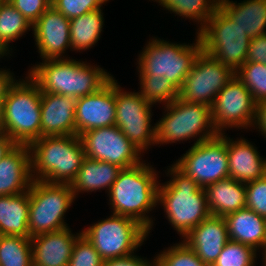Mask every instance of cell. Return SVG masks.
I'll use <instances>...</instances> for the list:
<instances>
[{"instance_id": "ee69618b", "label": "cell", "mask_w": 266, "mask_h": 266, "mask_svg": "<svg viewBox=\"0 0 266 266\" xmlns=\"http://www.w3.org/2000/svg\"><path fill=\"white\" fill-rule=\"evenodd\" d=\"M17 144L7 135L0 133V160L6 156Z\"/></svg>"}, {"instance_id": "6da1fadb", "label": "cell", "mask_w": 266, "mask_h": 266, "mask_svg": "<svg viewBox=\"0 0 266 266\" xmlns=\"http://www.w3.org/2000/svg\"><path fill=\"white\" fill-rule=\"evenodd\" d=\"M157 177L154 167L145 161L122 169L107 194L111 212L134 219L150 234L154 222L148 213L157 206Z\"/></svg>"}, {"instance_id": "60d3db41", "label": "cell", "mask_w": 266, "mask_h": 266, "mask_svg": "<svg viewBox=\"0 0 266 266\" xmlns=\"http://www.w3.org/2000/svg\"><path fill=\"white\" fill-rule=\"evenodd\" d=\"M103 266H155V262L154 260L148 261L147 258L144 259L134 253L125 257L105 260Z\"/></svg>"}, {"instance_id": "4316f807", "label": "cell", "mask_w": 266, "mask_h": 266, "mask_svg": "<svg viewBox=\"0 0 266 266\" xmlns=\"http://www.w3.org/2000/svg\"><path fill=\"white\" fill-rule=\"evenodd\" d=\"M29 190L0 196V235L30 237L28 229Z\"/></svg>"}, {"instance_id": "7c38bea8", "label": "cell", "mask_w": 266, "mask_h": 266, "mask_svg": "<svg viewBox=\"0 0 266 266\" xmlns=\"http://www.w3.org/2000/svg\"><path fill=\"white\" fill-rule=\"evenodd\" d=\"M116 80L115 125L142 153L156 144V125L151 124L154 104L139 92L121 89ZM152 125V126H151Z\"/></svg>"}, {"instance_id": "cb8c5ba5", "label": "cell", "mask_w": 266, "mask_h": 266, "mask_svg": "<svg viewBox=\"0 0 266 266\" xmlns=\"http://www.w3.org/2000/svg\"><path fill=\"white\" fill-rule=\"evenodd\" d=\"M212 216L225 217L246 207V184L227 177L204 188Z\"/></svg>"}, {"instance_id": "d6a6232c", "label": "cell", "mask_w": 266, "mask_h": 266, "mask_svg": "<svg viewBox=\"0 0 266 266\" xmlns=\"http://www.w3.org/2000/svg\"><path fill=\"white\" fill-rule=\"evenodd\" d=\"M235 76L246 86L256 103L266 100V65L245 62L235 71Z\"/></svg>"}, {"instance_id": "b9f144b4", "label": "cell", "mask_w": 266, "mask_h": 266, "mask_svg": "<svg viewBox=\"0 0 266 266\" xmlns=\"http://www.w3.org/2000/svg\"><path fill=\"white\" fill-rule=\"evenodd\" d=\"M14 73L8 71V69H2L0 68V116H1V110L3 102L7 96V93L10 89V87L15 83L17 79L13 76Z\"/></svg>"}, {"instance_id": "836d02e7", "label": "cell", "mask_w": 266, "mask_h": 266, "mask_svg": "<svg viewBox=\"0 0 266 266\" xmlns=\"http://www.w3.org/2000/svg\"><path fill=\"white\" fill-rule=\"evenodd\" d=\"M155 266H208L183 240L154 257Z\"/></svg>"}, {"instance_id": "d6986e66", "label": "cell", "mask_w": 266, "mask_h": 266, "mask_svg": "<svg viewBox=\"0 0 266 266\" xmlns=\"http://www.w3.org/2000/svg\"><path fill=\"white\" fill-rule=\"evenodd\" d=\"M180 239L208 266H212L230 240L225 218L212 215Z\"/></svg>"}, {"instance_id": "ac0fdd59", "label": "cell", "mask_w": 266, "mask_h": 266, "mask_svg": "<svg viewBox=\"0 0 266 266\" xmlns=\"http://www.w3.org/2000/svg\"><path fill=\"white\" fill-rule=\"evenodd\" d=\"M76 100L41 91V137L77 135Z\"/></svg>"}, {"instance_id": "484cf974", "label": "cell", "mask_w": 266, "mask_h": 266, "mask_svg": "<svg viewBox=\"0 0 266 266\" xmlns=\"http://www.w3.org/2000/svg\"><path fill=\"white\" fill-rule=\"evenodd\" d=\"M219 6L250 39L266 34V0H224Z\"/></svg>"}, {"instance_id": "bcb514c9", "label": "cell", "mask_w": 266, "mask_h": 266, "mask_svg": "<svg viewBox=\"0 0 266 266\" xmlns=\"http://www.w3.org/2000/svg\"><path fill=\"white\" fill-rule=\"evenodd\" d=\"M9 54L0 46V58L8 56Z\"/></svg>"}, {"instance_id": "ba28073f", "label": "cell", "mask_w": 266, "mask_h": 266, "mask_svg": "<svg viewBox=\"0 0 266 266\" xmlns=\"http://www.w3.org/2000/svg\"><path fill=\"white\" fill-rule=\"evenodd\" d=\"M74 200L76 198L70 184L33 180L29 187L30 238L69 227L64 217Z\"/></svg>"}, {"instance_id": "ab89813d", "label": "cell", "mask_w": 266, "mask_h": 266, "mask_svg": "<svg viewBox=\"0 0 266 266\" xmlns=\"http://www.w3.org/2000/svg\"><path fill=\"white\" fill-rule=\"evenodd\" d=\"M246 62H257L266 65V34L251 38Z\"/></svg>"}, {"instance_id": "d4e9b609", "label": "cell", "mask_w": 266, "mask_h": 266, "mask_svg": "<svg viewBox=\"0 0 266 266\" xmlns=\"http://www.w3.org/2000/svg\"><path fill=\"white\" fill-rule=\"evenodd\" d=\"M122 170L121 167L104 161L85 158L76 178L71 182L75 198L83 192H96L105 189L109 192Z\"/></svg>"}, {"instance_id": "30bf717a", "label": "cell", "mask_w": 266, "mask_h": 266, "mask_svg": "<svg viewBox=\"0 0 266 266\" xmlns=\"http://www.w3.org/2000/svg\"><path fill=\"white\" fill-rule=\"evenodd\" d=\"M82 234L104 261L134 254L149 236L134 219L113 213L83 229Z\"/></svg>"}, {"instance_id": "d590c367", "label": "cell", "mask_w": 266, "mask_h": 266, "mask_svg": "<svg viewBox=\"0 0 266 266\" xmlns=\"http://www.w3.org/2000/svg\"><path fill=\"white\" fill-rule=\"evenodd\" d=\"M104 260L82 234L75 242L68 266H103Z\"/></svg>"}, {"instance_id": "5b68a950", "label": "cell", "mask_w": 266, "mask_h": 266, "mask_svg": "<svg viewBox=\"0 0 266 266\" xmlns=\"http://www.w3.org/2000/svg\"><path fill=\"white\" fill-rule=\"evenodd\" d=\"M24 79L10 87L0 116V133L17 145H30L41 138V90L28 73Z\"/></svg>"}, {"instance_id": "1f68e13d", "label": "cell", "mask_w": 266, "mask_h": 266, "mask_svg": "<svg viewBox=\"0 0 266 266\" xmlns=\"http://www.w3.org/2000/svg\"><path fill=\"white\" fill-rule=\"evenodd\" d=\"M138 91L150 103L163 105L173 102L179 96V90L164 76H138Z\"/></svg>"}, {"instance_id": "7a4b0ae2", "label": "cell", "mask_w": 266, "mask_h": 266, "mask_svg": "<svg viewBox=\"0 0 266 266\" xmlns=\"http://www.w3.org/2000/svg\"><path fill=\"white\" fill-rule=\"evenodd\" d=\"M28 75L42 92L79 98L97 92L113 76L86 61L49 59L33 65Z\"/></svg>"}, {"instance_id": "e575fe53", "label": "cell", "mask_w": 266, "mask_h": 266, "mask_svg": "<svg viewBox=\"0 0 266 266\" xmlns=\"http://www.w3.org/2000/svg\"><path fill=\"white\" fill-rule=\"evenodd\" d=\"M257 255L254 248L229 240L212 266H255Z\"/></svg>"}, {"instance_id": "44dd1931", "label": "cell", "mask_w": 266, "mask_h": 266, "mask_svg": "<svg viewBox=\"0 0 266 266\" xmlns=\"http://www.w3.org/2000/svg\"><path fill=\"white\" fill-rule=\"evenodd\" d=\"M245 138L227 137L229 177L248 183L266 176V158Z\"/></svg>"}, {"instance_id": "8d00e7d4", "label": "cell", "mask_w": 266, "mask_h": 266, "mask_svg": "<svg viewBox=\"0 0 266 266\" xmlns=\"http://www.w3.org/2000/svg\"><path fill=\"white\" fill-rule=\"evenodd\" d=\"M108 0H55L51 5L69 20L100 9Z\"/></svg>"}, {"instance_id": "9a60e30c", "label": "cell", "mask_w": 266, "mask_h": 266, "mask_svg": "<svg viewBox=\"0 0 266 266\" xmlns=\"http://www.w3.org/2000/svg\"><path fill=\"white\" fill-rule=\"evenodd\" d=\"M80 139L87 158L108 162L122 169L143 162V153L116 125L88 130L80 135Z\"/></svg>"}, {"instance_id": "277c9868", "label": "cell", "mask_w": 266, "mask_h": 266, "mask_svg": "<svg viewBox=\"0 0 266 266\" xmlns=\"http://www.w3.org/2000/svg\"><path fill=\"white\" fill-rule=\"evenodd\" d=\"M33 180L71 184L86 154L80 136H44L30 145Z\"/></svg>"}, {"instance_id": "52a82bcc", "label": "cell", "mask_w": 266, "mask_h": 266, "mask_svg": "<svg viewBox=\"0 0 266 266\" xmlns=\"http://www.w3.org/2000/svg\"><path fill=\"white\" fill-rule=\"evenodd\" d=\"M164 115L156 124V144H171L197 139L194 144L215 138L211 107L190 103L179 97L165 104ZM198 137V138H197Z\"/></svg>"}, {"instance_id": "f35d334b", "label": "cell", "mask_w": 266, "mask_h": 266, "mask_svg": "<svg viewBox=\"0 0 266 266\" xmlns=\"http://www.w3.org/2000/svg\"><path fill=\"white\" fill-rule=\"evenodd\" d=\"M24 17L33 25L51 6L48 0H9Z\"/></svg>"}, {"instance_id": "603a6c76", "label": "cell", "mask_w": 266, "mask_h": 266, "mask_svg": "<svg viewBox=\"0 0 266 266\" xmlns=\"http://www.w3.org/2000/svg\"><path fill=\"white\" fill-rule=\"evenodd\" d=\"M229 239L257 250L266 246V219L245 207L225 217Z\"/></svg>"}, {"instance_id": "9c48e42d", "label": "cell", "mask_w": 266, "mask_h": 266, "mask_svg": "<svg viewBox=\"0 0 266 266\" xmlns=\"http://www.w3.org/2000/svg\"><path fill=\"white\" fill-rule=\"evenodd\" d=\"M203 52L234 72L246 62L249 36L218 6L198 32Z\"/></svg>"}, {"instance_id": "83f0119b", "label": "cell", "mask_w": 266, "mask_h": 266, "mask_svg": "<svg viewBox=\"0 0 266 266\" xmlns=\"http://www.w3.org/2000/svg\"><path fill=\"white\" fill-rule=\"evenodd\" d=\"M103 14L101 7L70 20L71 51L89 50L100 40L104 26Z\"/></svg>"}, {"instance_id": "4fadbf2b", "label": "cell", "mask_w": 266, "mask_h": 266, "mask_svg": "<svg viewBox=\"0 0 266 266\" xmlns=\"http://www.w3.org/2000/svg\"><path fill=\"white\" fill-rule=\"evenodd\" d=\"M256 102L246 86L234 76L216 95L211 106L213 127L218 134L226 129L252 128ZM225 129V130H224Z\"/></svg>"}, {"instance_id": "e0dca14e", "label": "cell", "mask_w": 266, "mask_h": 266, "mask_svg": "<svg viewBox=\"0 0 266 266\" xmlns=\"http://www.w3.org/2000/svg\"><path fill=\"white\" fill-rule=\"evenodd\" d=\"M35 45L42 60L67 59L70 43V20L52 5L32 25Z\"/></svg>"}, {"instance_id": "7bdbcfd3", "label": "cell", "mask_w": 266, "mask_h": 266, "mask_svg": "<svg viewBox=\"0 0 266 266\" xmlns=\"http://www.w3.org/2000/svg\"><path fill=\"white\" fill-rule=\"evenodd\" d=\"M259 129L258 131L266 139V100L256 103L255 118L252 129Z\"/></svg>"}, {"instance_id": "74e56055", "label": "cell", "mask_w": 266, "mask_h": 266, "mask_svg": "<svg viewBox=\"0 0 266 266\" xmlns=\"http://www.w3.org/2000/svg\"><path fill=\"white\" fill-rule=\"evenodd\" d=\"M246 207L266 219V176L246 183Z\"/></svg>"}, {"instance_id": "8992f818", "label": "cell", "mask_w": 266, "mask_h": 266, "mask_svg": "<svg viewBox=\"0 0 266 266\" xmlns=\"http://www.w3.org/2000/svg\"><path fill=\"white\" fill-rule=\"evenodd\" d=\"M196 37L195 43L190 45L177 44L157 37L149 39L138 55L139 76H164L180 90L196 58L203 51L198 33Z\"/></svg>"}, {"instance_id": "5bb4252c", "label": "cell", "mask_w": 266, "mask_h": 266, "mask_svg": "<svg viewBox=\"0 0 266 266\" xmlns=\"http://www.w3.org/2000/svg\"><path fill=\"white\" fill-rule=\"evenodd\" d=\"M234 76L235 72L230 67L202 51L185 77L178 97L211 107L216 95Z\"/></svg>"}, {"instance_id": "7402d4cb", "label": "cell", "mask_w": 266, "mask_h": 266, "mask_svg": "<svg viewBox=\"0 0 266 266\" xmlns=\"http://www.w3.org/2000/svg\"><path fill=\"white\" fill-rule=\"evenodd\" d=\"M33 181L29 145H16L0 160V196L29 190Z\"/></svg>"}, {"instance_id": "4dcf8cb0", "label": "cell", "mask_w": 266, "mask_h": 266, "mask_svg": "<svg viewBox=\"0 0 266 266\" xmlns=\"http://www.w3.org/2000/svg\"><path fill=\"white\" fill-rule=\"evenodd\" d=\"M31 238L0 235V266H31Z\"/></svg>"}, {"instance_id": "7dc6e473", "label": "cell", "mask_w": 266, "mask_h": 266, "mask_svg": "<svg viewBox=\"0 0 266 266\" xmlns=\"http://www.w3.org/2000/svg\"><path fill=\"white\" fill-rule=\"evenodd\" d=\"M51 4L55 1V0H48Z\"/></svg>"}, {"instance_id": "f6af8a7d", "label": "cell", "mask_w": 266, "mask_h": 266, "mask_svg": "<svg viewBox=\"0 0 266 266\" xmlns=\"http://www.w3.org/2000/svg\"><path fill=\"white\" fill-rule=\"evenodd\" d=\"M262 263H263V266H266V246L262 249Z\"/></svg>"}, {"instance_id": "f546056e", "label": "cell", "mask_w": 266, "mask_h": 266, "mask_svg": "<svg viewBox=\"0 0 266 266\" xmlns=\"http://www.w3.org/2000/svg\"><path fill=\"white\" fill-rule=\"evenodd\" d=\"M159 5L186 19L200 24L197 33L204 27L207 20L216 11L219 3L216 0H152Z\"/></svg>"}, {"instance_id": "2e32d148", "label": "cell", "mask_w": 266, "mask_h": 266, "mask_svg": "<svg viewBox=\"0 0 266 266\" xmlns=\"http://www.w3.org/2000/svg\"><path fill=\"white\" fill-rule=\"evenodd\" d=\"M76 133L115 125L116 80L112 77L97 92L79 97L75 108Z\"/></svg>"}, {"instance_id": "ffe728a7", "label": "cell", "mask_w": 266, "mask_h": 266, "mask_svg": "<svg viewBox=\"0 0 266 266\" xmlns=\"http://www.w3.org/2000/svg\"><path fill=\"white\" fill-rule=\"evenodd\" d=\"M70 227L31 237L32 263L36 266H68L76 240Z\"/></svg>"}, {"instance_id": "3957f363", "label": "cell", "mask_w": 266, "mask_h": 266, "mask_svg": "<svg viewBox=\"0 0 266 266\" xmlns=\"http://www.w3.org/2000/svg\"><path fill=\"white\" fill-rule=\"evenodd\" d=\"M168 167L165 174L171 180L159 184L157 205L163 207L170 225L184 238L211 213L204 189L174 164Z\"/></svg>"}, {"instance_id": "8fae6325", "label": "cell", "mask_w": 266, "mask_h": 266, "mask_svg": "<svg viewBox=\"0 0 266 266\" xmlns=\"http://www.w3.org/2000/svg\"><path fill=\"white\" fill-rule=\"evenodd\" d=\"M174 165L201 188L229 177L227 136L193 144Z\"/></svg>"}, {"instance_id": "f1b7e54d", "label": "cell", "mask_w": 266, "mask_h": 266, "mask_svg": "<svg viewBox=\"0 0 266 266\" xmlns=\"http://www.w3.org/2000/svg\"><path fill=\"white\" fill-rule=\"evenodd\" d=\"M31 29L32 24L29 20L9 1H3L0 4V46L8 54L13 50L10 43L18 40Z\"/></svg>"}]
</instances>
